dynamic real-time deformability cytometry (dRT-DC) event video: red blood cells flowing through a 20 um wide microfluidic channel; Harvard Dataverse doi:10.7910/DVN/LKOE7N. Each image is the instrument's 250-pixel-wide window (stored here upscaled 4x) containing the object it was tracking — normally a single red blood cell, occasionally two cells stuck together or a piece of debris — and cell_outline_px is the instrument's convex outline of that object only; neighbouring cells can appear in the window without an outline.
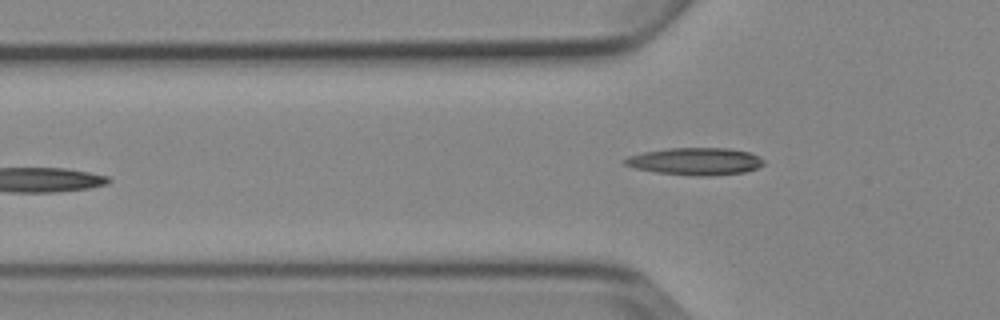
{"species": "Egyptian fruit bat (a non-hibernating species)", "species_latin": "Rousettus aegyptiacus", "temperature_condition": "cold", "stored_images_in_passage": 6, "camera_frame_rate_fps": 3000, "um_per_image_px": 0.085, "animal": {"sex": "female"}, "frame": {"image": 1, "passage_image": 6, "time_ms": 7.0, "image_size_px": [1000, 320], "cell_outline_px": [[764, 164], [756, 168], [744, 172], [712, 176], [696, 176], [656, 172], [636, 168], [624, 164], [624, 160], [628, 156], [644, 152], [668, 148], [728, 148], [748, 152], [760, 156], [764, 160]], "centroid_in_image_um": [59.13, 13.71], "position_along_channel_um": 66.7, "area_um2": 22.02}}